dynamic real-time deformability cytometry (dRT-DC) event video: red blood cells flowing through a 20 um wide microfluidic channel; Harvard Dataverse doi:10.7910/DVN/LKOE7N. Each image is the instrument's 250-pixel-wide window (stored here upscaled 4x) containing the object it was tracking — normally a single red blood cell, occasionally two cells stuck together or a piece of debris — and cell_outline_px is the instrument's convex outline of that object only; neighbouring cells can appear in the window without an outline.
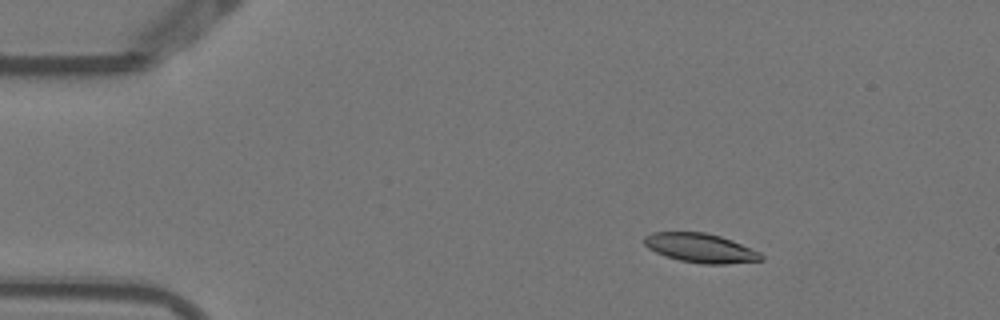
{"species": "Egyptian fruit bat (a non-hibernating species)", "species_latin": "Rousettus aegyptiacus", "temperature_condition": "warm", "stored_images_in_passage": 5, "camera_frame_rate_fps": 3000, "um_per_image_px": 0.085, "animal": {"sex": "female"}, "frame": {"image": 1, "passage_image": 3, "time_ms": 0.667, "image_size_px": [1000, 320], "cell_outline_px": [[764, 260], [724, 264], [700, 264], [680, 260], [664, 256], [648, 248], [644, 244], [644, 236], [652, 232], [704, 232], [720, 236], [732, 240], [760, 252], [764, 256]], "centroid_in_image_um": [59.54, 21.08], "position_along_channel_um": 25.5, "area_um2": 19.94}}